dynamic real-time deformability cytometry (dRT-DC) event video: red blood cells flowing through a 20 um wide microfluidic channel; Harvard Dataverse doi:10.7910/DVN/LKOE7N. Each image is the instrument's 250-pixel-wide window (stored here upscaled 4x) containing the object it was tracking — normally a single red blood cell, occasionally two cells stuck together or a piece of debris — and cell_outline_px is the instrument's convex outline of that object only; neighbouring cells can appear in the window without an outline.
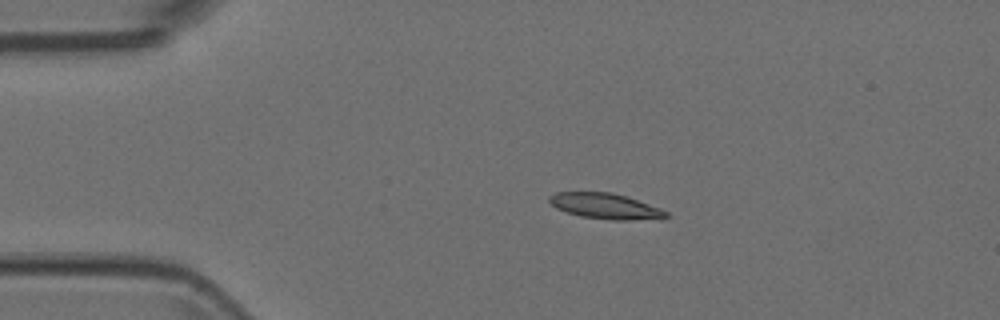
{"species": "Egyptian fruit bat (a non-hibernating species)", "species_latin": "Rousettus aegyptiacus", "temperature_condition": "room temperature", "stored_images_in_passage": 7, "camera_frame_rate_fps": 3000, "um_per_image_px": 0.085, "animal": {"sex": "female"}, "frame": {"image": 1, "passage_image": 3, "time_ms": 0.667, "image_size_px": [1000, 320], "cell_outline_px": [[668, 216], [664, 220], [612, 220], [580, 216], [556, 208], [548, 200], [548, 196], [556, 192], [612, 192], [660, 208], [668, 212]], "centroid_in_image_um": [51.5, 17.54], "position_along_channel_um": 33.5, "area_um2": 17.51}}
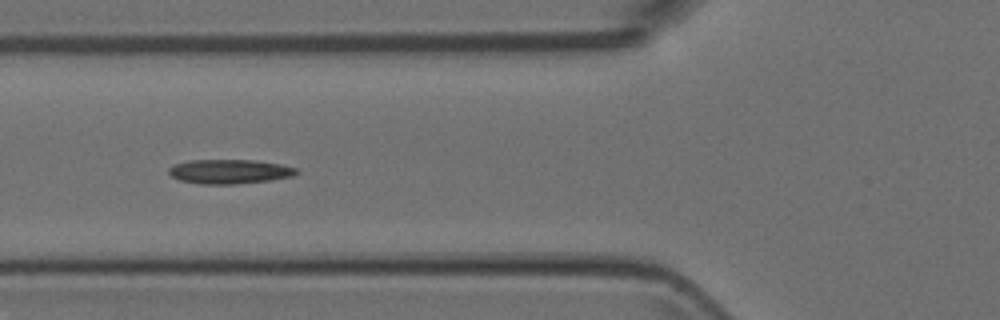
{"frame": {"image": 2, "passage_image": 5, "time_ms": 1.333, "image_size_px": [1000, 320], "cell_outline_px": [[300, 172], [292, 176], [268, 180], [236, 184], [200, 184], [180, 180], [172, 176], [168, 172], [168, 168], [176, 164], [192, 160], [252, 160], [280, 164], [300, 168]], "centroid_in_image_um": [19.54, 14.58], "position_along_channel_um": 106.3, "area_um2": 18.03}}
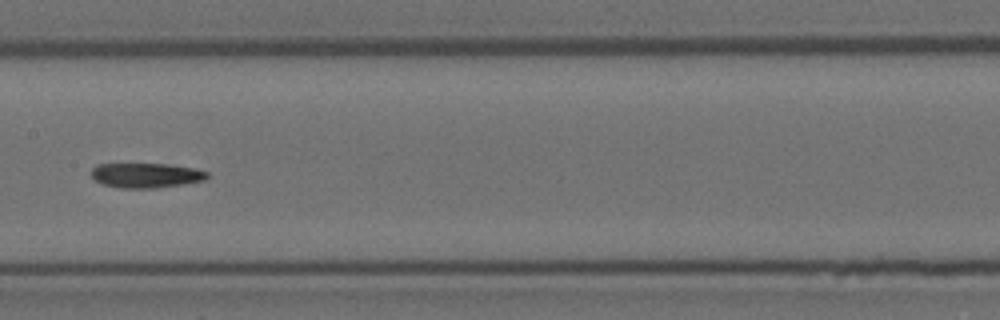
{"frame": {"image": 3, "passage_image": 7, "time_ms": 2.0, "image_size_px": [1000, 320], "cell_outline_px": [[208, 176], [204, 180], [184, 184], [156, 188], [120, 188], [104, 184], [96, 180], [92, 176], [92, 168], [96, 164], [168, 164], [192, 168], [208, 172]], "centroid_in_image_um": [12.41, 14.9], "position_along_channel_um": 195.0, "area_um2": 16.59}}